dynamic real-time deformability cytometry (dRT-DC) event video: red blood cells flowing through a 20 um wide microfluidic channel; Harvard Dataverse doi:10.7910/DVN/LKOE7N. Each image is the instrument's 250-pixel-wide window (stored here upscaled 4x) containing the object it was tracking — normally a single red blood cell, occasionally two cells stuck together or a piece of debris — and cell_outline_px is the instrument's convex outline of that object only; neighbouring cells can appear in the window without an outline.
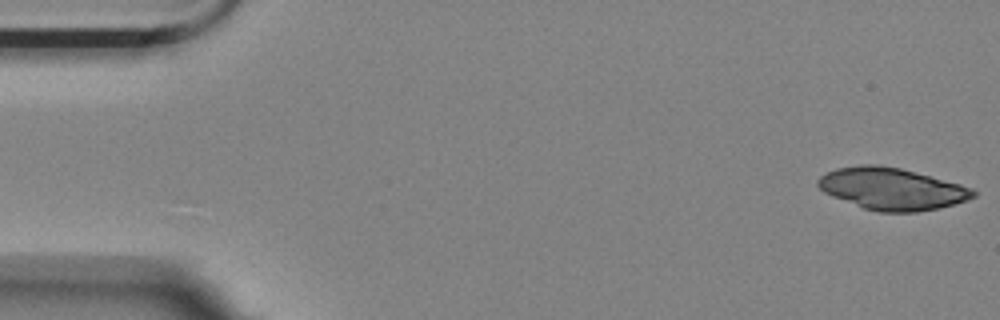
{"species": "Egyptian fruit bat (a non-hibernating species)", "species_latin": "Rousettus aegyptiacus", "temperature_condition": "room temperature", "stored_images_in_passage": 54, "camera_frame_rate_fps": 3000, "um_per_image_px": 0.085, "animal": {"sex": "female"}, "frame": {"image": 1, "passage_image": 1, "time_ms": 0.0, "image_size_px": [1000, 320], "cell_outline_px": [[976, 196], [968, 200], [940, 208], [916, 212], [880, 212], [864, 208], [832, 196], [824, 192], [816, 184], [816, 180], [820, 176], [836, 168], [860, 164], [880, 164], [900, 168], [960, 184], [972, 188], [976, 192]], "centroid_in_image_um": [75.8, 16.04], "position_along_channel_um": 9.2, "area_um2": 37.92}}